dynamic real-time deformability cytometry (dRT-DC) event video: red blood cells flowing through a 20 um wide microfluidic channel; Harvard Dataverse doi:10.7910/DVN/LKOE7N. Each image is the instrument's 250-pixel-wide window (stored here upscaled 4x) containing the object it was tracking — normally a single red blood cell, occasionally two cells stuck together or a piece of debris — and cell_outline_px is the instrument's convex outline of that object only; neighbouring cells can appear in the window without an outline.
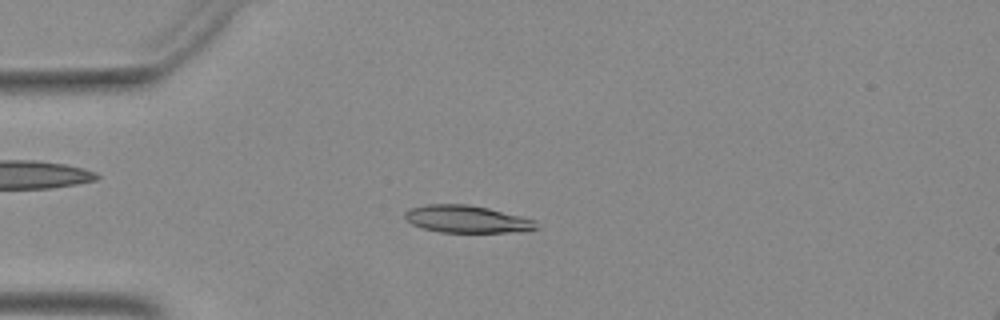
{"species": "Egyptian fruit bat (a non-hibernating species)", "species_latin": "Rousettus aegyptiacus", "temperature_condition": "warm", "stored_images_in_passage": 50, "camera_frame_rate_fps": 3000, "um_per_image_px": 0.085, "animal": {"sex": "female"}, "frame": {"image": 1, "passage_image": 13, "time_ms": 4.0, "image_size_px": [1000, 320], "cell_outline_px": [[536, 228], [524, 232], [440, 232], [424, 228], [412, 224], [404, 220], [404, 212], [408, 208], [428, 204], [468, 204], [488, 208], [536, 220]], "centroid_in_image_um": [39.64, 18.62], "position_along_channel_um": 45.4, "area_um2": 20.98}}
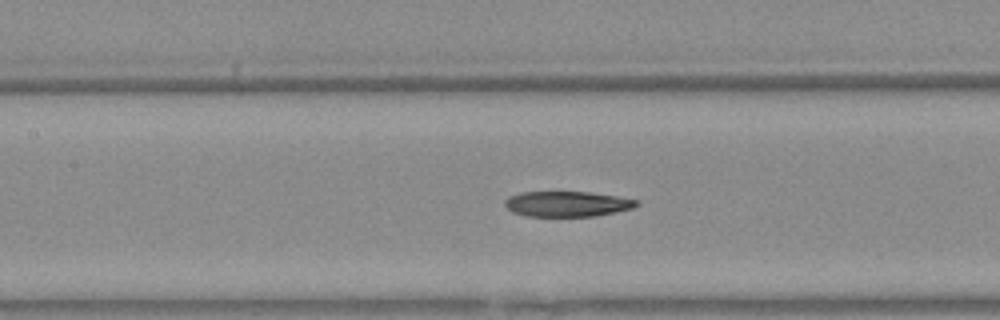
{"frame": {"image": 2, "passage_image": 23, "time_ms": 7.333, "image_size_px": [1000, 320], "cell_outline_px": [[640, 204], [632, 208], [616, 212], [596, 216], [524, 216], [512, 212], [504, 204], [504, 200], [508, 196], [520, 192], [588, 192], [616, 196], [636, 200]], "centroid_in_image_um": [48.17, 17.33], "position_along_channel_um": 159.2, "area_um2": 19.48}}
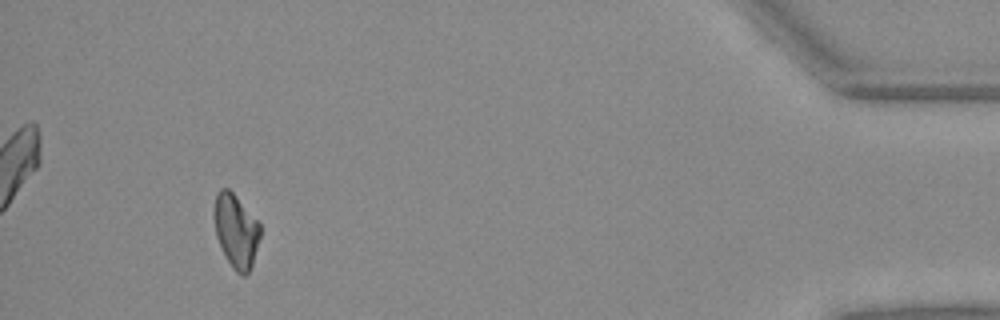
{"frame": {"image": 3, "passage_image": 47, "time_ms": 15.333, "image_size_px": [1000, 320], "cell_outline_px": [[260, 236], [252, 264], [248, 272], [244, 276], [240, 276], [232, 268], [216, 236], [212, 216], [212, 212], [216, 192], [220, 188], [228, 188], [232, 192], [260, 224]], "centroid_in_image_um": [20.02, 19.6], "position_along_channel_um": 415.2, "area_um2": 19.71}}